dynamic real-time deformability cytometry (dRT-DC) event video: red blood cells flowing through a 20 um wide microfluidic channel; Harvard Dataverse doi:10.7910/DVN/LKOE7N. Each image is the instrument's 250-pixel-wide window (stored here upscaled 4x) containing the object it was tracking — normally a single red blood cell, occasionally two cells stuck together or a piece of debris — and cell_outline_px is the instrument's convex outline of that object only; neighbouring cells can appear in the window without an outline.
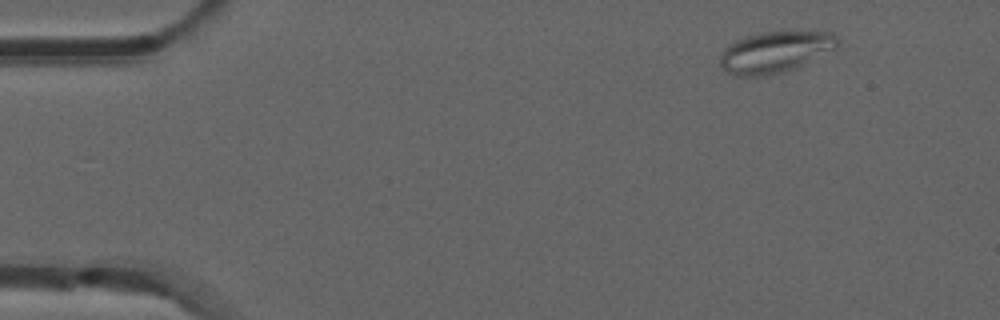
{"species": "common noctule bat (a hibernating species)", "species_latin": "Nyctalus noctula", "temperature_condition": "room temperature", "stored_images_in_passage": 48, "camera_frame_rate_fps": 3000, "um_per_image_px": 0.085, "animal": {"sex": "male", "forearm_length_mm": 52.5}, "frame": {"image": 1, "passage_image": 1, "time_ms": 0.0, "image_size_px": [1000, 320], "cell_outline_px": [[840, 44], [836, 48], [784, 72], [764, 76], [736, 76], [728, 72], [720, 64], [720, 56], [724, 48], [728, 44], [736, 40], [760, 32], [832, 32], [840, 40]], "centroid_in_image_um": [65.87, 4.42], "position_along_channel_um": 19.1, "area_um2": 27.92}}
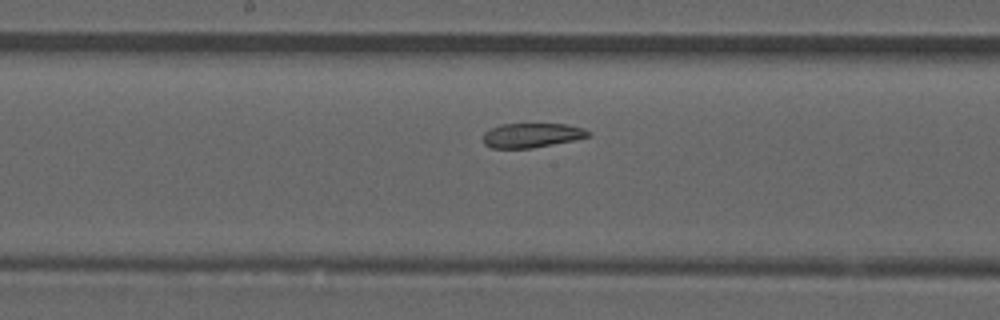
{"frame": {"image": 2, "passage_image": 23, "time_ms": 7.333, "image_size_px": [1000, 320], "cell_outline_px": [[592, 132], [588, 136], [572, 140], [532, 148], [492, 148], [484, 144], [484, 132], [500, 124], [568, 124], [584, 128]], "centroid_in_image_um": [45.2, 11.49], "position_along_channel_um": 203.0, "area_um2": 14.85}}
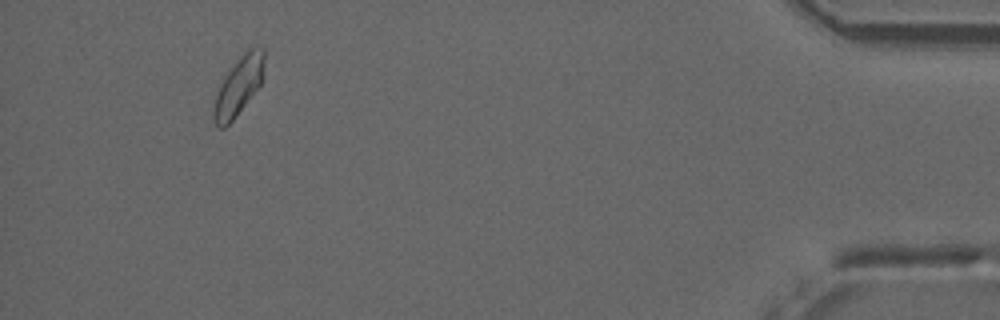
{"frame": {"image": 3, "passage_image": 45, "time_ms": 14.667, "image_size_px": [1000, 320], "cell_outline_px": [[264, 60], [260, 84], [232, 120], [224, 128], [220, 128], [216, 124], [212, 116], [212, 108], [224, 72], [248, 48], [264, 48]], "centroid_in_image_um": [20.23, 7.29], "position_along_channel_um": 415.0, "area_um2": 16.94}, "authors_computed_cell_mechanics": {"area_um2": 16.7042, "velocity_mm_per_s": 3.8309, "shape_relaxation_time_tau1_ms": null, "shape_relaxation_time_tau2_ms": 2.3558, "deformation_change_tau1": null, "deformation_change_tau2": 0.0762}}